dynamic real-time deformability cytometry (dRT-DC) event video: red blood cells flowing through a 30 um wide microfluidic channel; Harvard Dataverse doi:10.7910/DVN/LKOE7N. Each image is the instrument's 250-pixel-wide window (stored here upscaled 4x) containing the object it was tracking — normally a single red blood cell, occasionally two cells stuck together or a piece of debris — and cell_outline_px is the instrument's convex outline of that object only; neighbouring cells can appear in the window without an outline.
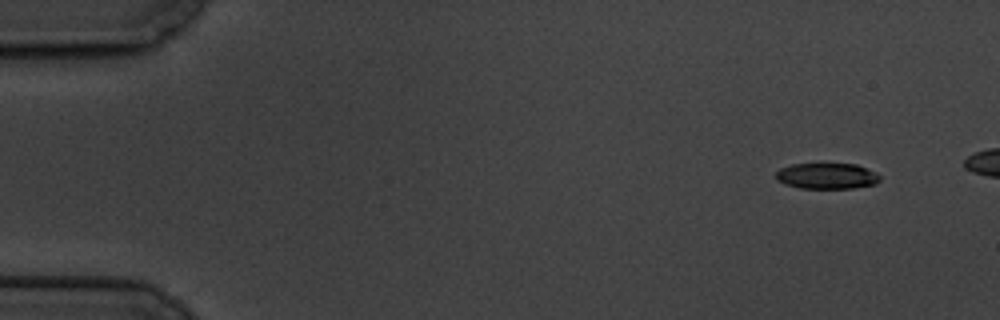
{"species": "common noctule bat (a hibernating species)", "species_latin": "Nyctalus noctula", "temperature_condition": "cold", "stored_images_in_passage": 7, "camera_frame_rate_fps": 3000, "um_per_image_px": 0.085, "animal": {"sex": "male", "body_mass_g": 19.5, "forearm_length_mm": 54.6}, "frame": {"image": 1, "passage_image": 1, "time_ms": 0.0, "image_size_px": [1000, 320], "cell_outline_px": [[880, 180], [876, 184], [852, 188], [800, 188], [784, 184], [776, 180], [776, 172], [780, 168], [792, 164], [856, 164], [880, 176]], "centroid_in_image_um": [70.24, 14.97], "position_along_channel_um": 14.8, "area_um2": 15.55}}
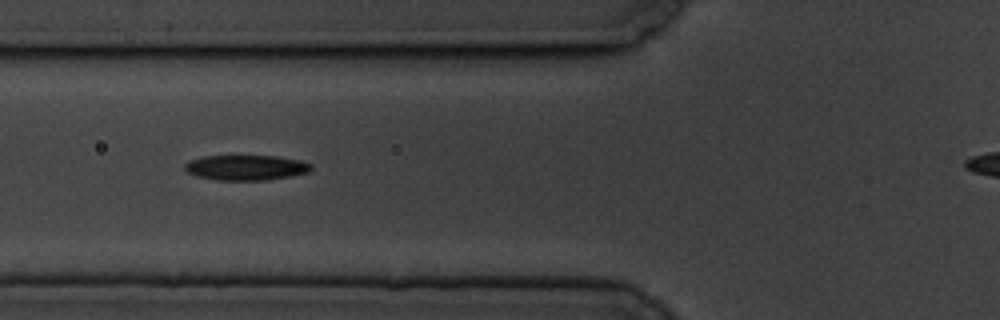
{"frame": {"image": 2, "passage_image": 6, "time_ms": 6.0, "image_size_px": [1000, 320], "cell_outline_px": [[312, 168], [308, 172], [288, 176], [264, 180], [216, 180], [196, 176], [184, 172], [184, 164], [188, 160], [204, 156], [280, 156], [300, 160], [312, 164]], "centroid_in_image_um": [20.85, 14.24], "position_along_channel_um": 104.9, "area_um2": 18.67}}
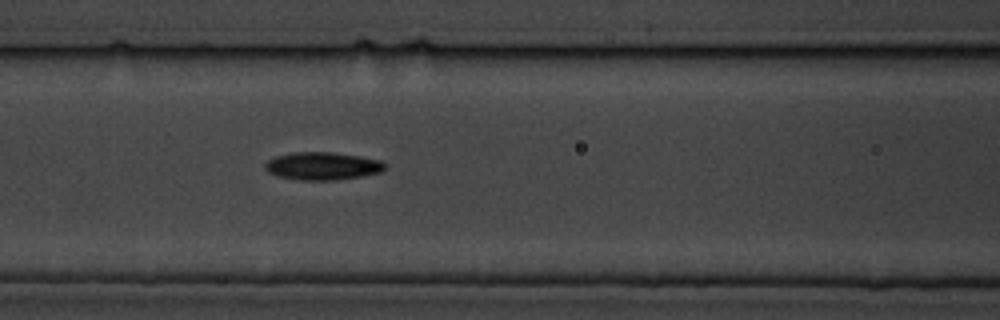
{"frame": {"image": 3, "passage_image": 7, "time_ms": 7.0, "image_size_px": [1000, 320], "cell_outline_px": [[388, 168], [380, 172], [360, 176], [336, 180], [300, 180], [276, 176], [268, 172], [264, 168], [264, 164], [268, 160], [276, 156], [292, 152], [332, 152], [360, 156], [380, 160], [388, 164]], "centroid_in_image_um": [27.42, 14.11], "position_along_channel_um": 139.2, "area_um2": 19.59}}